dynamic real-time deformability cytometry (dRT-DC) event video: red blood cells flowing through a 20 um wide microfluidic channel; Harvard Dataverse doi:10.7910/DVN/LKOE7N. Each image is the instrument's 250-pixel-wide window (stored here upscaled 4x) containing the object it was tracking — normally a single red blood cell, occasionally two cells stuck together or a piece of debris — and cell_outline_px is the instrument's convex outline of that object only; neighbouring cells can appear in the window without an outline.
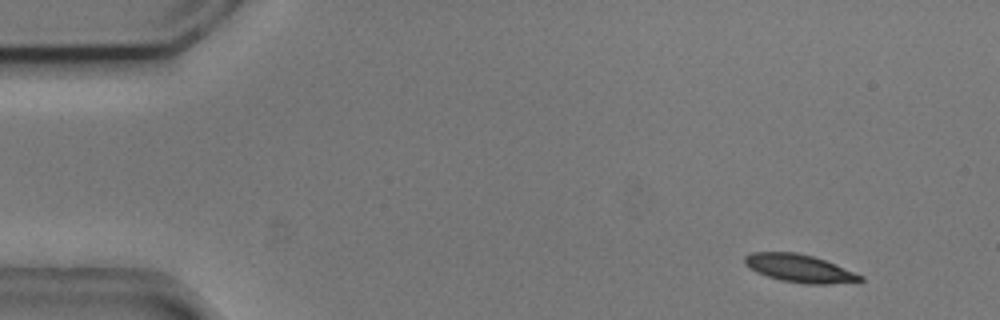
{"species": "common noctule bat (a hibernating species)", "species_latin": "Nyctalus noctula", "temperature_condition": "cold", "stored_images_in_passage": 3, "camera_frame_rate_fps": 3000, "um_per_image_px": 0.085, "animal": {"sex": "male", "body_mass_g": 20.5, "forearm_length_mm": 52.5}, "frame": {"image": 1, "passage_image": 3, "time_ms": 0.667, "image_size_px": [1000, 320], "cell_outline_px": [[864, 280], [828, 284], [804, 284], [780, 280], [756, 272], [748, 268], [744, 264], [744, 256], [752, 252], [796, 252], [812, 256], [836, 264], [864, 276]], "centroid_in_image_um": [67.92, 22.81], "position_along_channel_um": 17.1, "area_um2": 18.79}}